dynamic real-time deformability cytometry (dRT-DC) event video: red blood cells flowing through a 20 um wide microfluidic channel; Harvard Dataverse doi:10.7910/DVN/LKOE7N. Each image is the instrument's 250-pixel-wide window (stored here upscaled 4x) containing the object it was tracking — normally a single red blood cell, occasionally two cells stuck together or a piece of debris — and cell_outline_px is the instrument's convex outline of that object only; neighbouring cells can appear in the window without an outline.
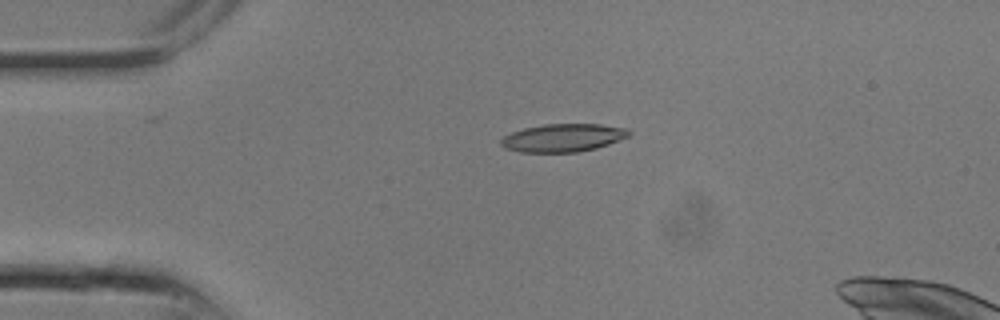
{"species": "common noctule bat (a hibernating species)", "species_latin": "Nyctalus noctula", "temperature_condition": "room temperature", "stored_images_in_passage": 15, "camera_frame_rate_fps": 3000, "um_per_image_px": 0.085, "animal": {"sex": "male", "body_mass_g": 13.3}, "frame": {"image": 1, "passage_image": 6, "time_ms": 1.667, "image_size_px": [1000, 320], "cell_outline_px": [[632, 132], [628, 136], [608, 144], [596, 148], [576, 152], [520, 152], [504, 148], [500, 144], [500, 140], [504, 136], [512, 132], [524, 128], [544, 124], [600, 124], [628, 128]], "centroid_in_image_um": [47.85, 11.71], "position_along_channel_um": 37.2, "area_um2": 20.87}}
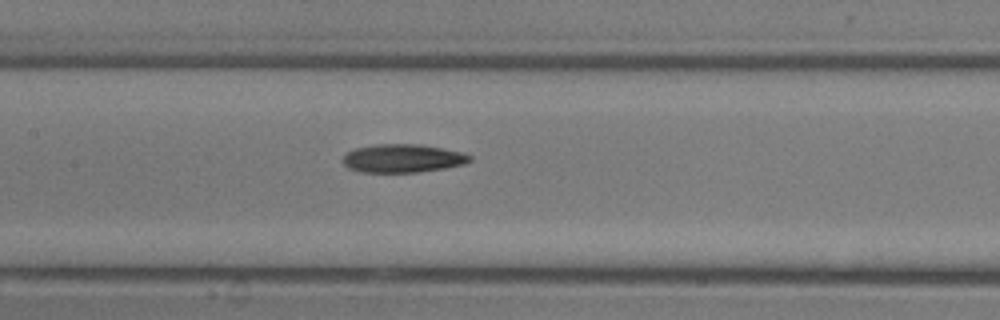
{"frame": {"image": 2, "passage_image": 12, "time_ms": 3.667, "image_size_px": [1000, 320], "cell_outline_px": [[472, 160], [464, 164], [444, 168], [416, 172], [360, 172], [348, 168], [340, 160], [348, 152], [356, 148], [376, 144], [420, 144], [464, 152], [472, 156]], "centroid_in_image_um": [34.23, 13.45], "position_along_channel_um": 173.2, "area_um2": 21.04}}
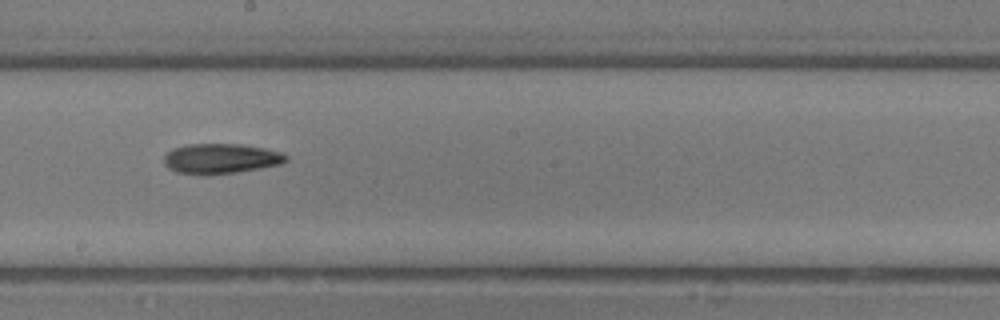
{"frame": {"image": 3, "passage_image": 14, "time_ms": 4.333, "image_size_px": [1000, 320], "cell_outline_px": [[288, 160], [280, 164], [260, 168], [236, 172], [208, 176], [196, 176], [176, 172], [168, 168], [164, 164], [164, 156], [172, 148], [188, 144], [240, 144], [264, 148], [280, 152], [288, 156]], "centroid_in_image_um": [18.72, 13.5], "position_along_channel_um": 229.5, "area_um2": 21.73}}